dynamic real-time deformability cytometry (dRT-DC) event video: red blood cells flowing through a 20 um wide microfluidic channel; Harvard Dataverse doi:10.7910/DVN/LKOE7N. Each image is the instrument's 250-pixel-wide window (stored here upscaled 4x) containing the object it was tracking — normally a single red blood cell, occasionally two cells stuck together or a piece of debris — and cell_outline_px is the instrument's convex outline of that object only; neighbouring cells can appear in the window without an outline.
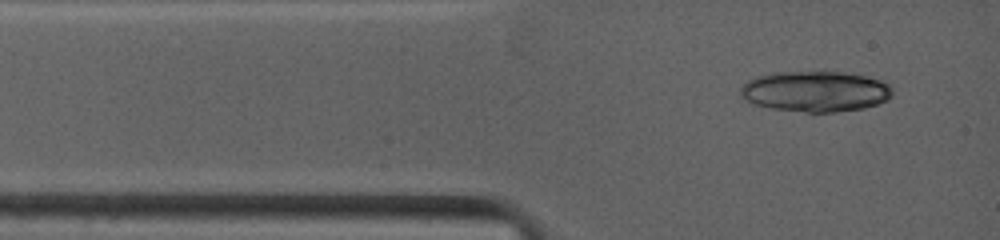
{"species": "common noctule bat (a hibernating species)", "species_latin": "Nyctalus noctula", "temperature_condition": "warm", "stored_images_in_passage": 5, "camera_frame_rate_fps": 4500, "um_per_image_px": 0.085, "animal": {"sex": "female", "body_mass_g": 19.0, "forearm_length_mm": 53.3}, "frame": {"image": 1, "passage_image": 3, "time_ms": 0.667, "image_size_px": [1000, 240], "cell_outline_px": [[892, 96], [888, 100], [864, 108], [836, 112], [804, 112], [772, 108], [752, 104], [740, 92], [740, 88], [748, 80], [756, 76], [772, 72], [844, 72], [864, 76], [880, 80], [888, 84], [892, 88]], "centroid_in_image_um": [69.32, 7.77], "position_along_channel_um": 15.7, "area_um2": 35.95}}